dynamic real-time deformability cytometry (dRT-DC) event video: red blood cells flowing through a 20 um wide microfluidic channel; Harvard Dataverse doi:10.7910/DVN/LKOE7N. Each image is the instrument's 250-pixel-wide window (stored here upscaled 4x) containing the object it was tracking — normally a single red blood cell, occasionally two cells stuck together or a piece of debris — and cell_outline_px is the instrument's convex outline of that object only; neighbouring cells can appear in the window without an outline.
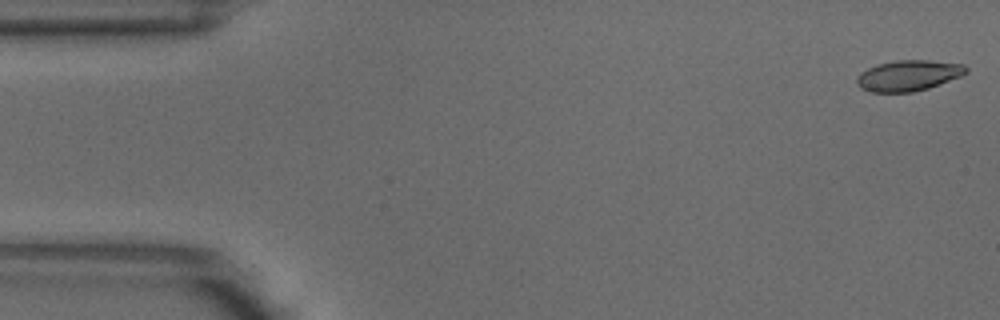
{"species": "common noctule bat (a hibernating species)", "species_latin": "Nyctalus noctula", "temperature_condition": "warm", "stored_images_in_passage": 4, "camera_frame_rate_fps": 3000, "um_per_image_px": 0.085, "animal": {"sex": "male", "body_mass_g": 18.8}, "frame": {"image": 1, "passage_image": 1, "time_ms": 0.0, "image_size_px": [1000, 320], "cell_outline_px": [[968, 72], [960, 76], [928, 88], [912, 92], [872, 92], [860, 88], [856, 84], [856, 76], [860, 72], [876, 64], [896, 60], [928, 60], [964, 64], [968, 68]], "centroid_in_image_um": [77.18, 6.41], "position_along_channel_um": 7.8, "area_um2": 19.65}}
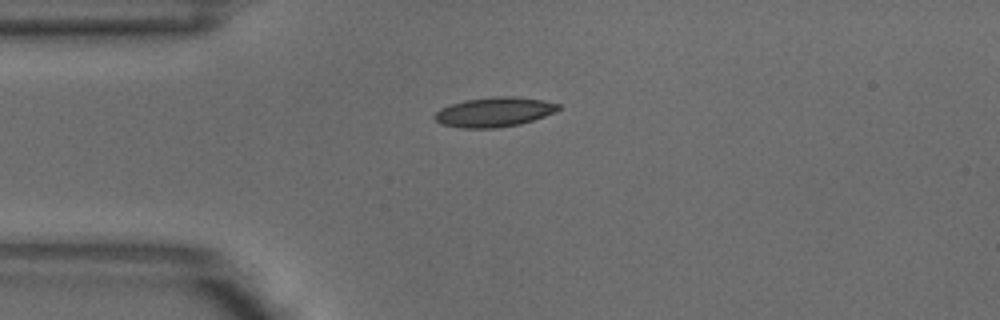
{"frame": {"image": 2, "passage_image": 4, "time_ms": 1.0, "image_size_px": [1000, 320], "cell_outline_px": [[560, 108], [544, 116], [520, 124], [496, 128], [460, 128], [440, 124], [432, 116], [440, 108], [464, 100], [492, 96], [516, 96], [540, 100], [560, 104]], "centroid_in_image_um": [41.95, 9.52], "position_along_channel_um": 43.0, "area_um2": 21.33}}